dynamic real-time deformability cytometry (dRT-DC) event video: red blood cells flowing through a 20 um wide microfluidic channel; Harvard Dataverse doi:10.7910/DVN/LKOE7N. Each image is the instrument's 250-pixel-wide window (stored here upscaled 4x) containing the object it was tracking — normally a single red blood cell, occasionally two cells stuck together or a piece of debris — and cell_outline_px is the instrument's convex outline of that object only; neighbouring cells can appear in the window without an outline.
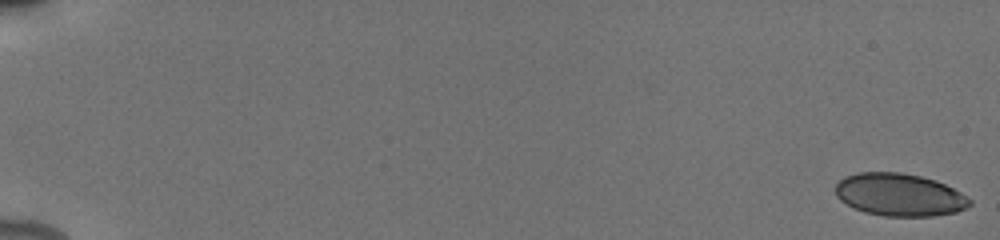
{"species": "human", "species_latin": "Homo sapiens", "temperature_condition": "cold", "stored_images_in_passage": 62, "camera_frame_rate_fps": 3000, "um_per_image_px": 0.085, "donor": {"sex": "male"}, "frame": {"image": 1, "passage_image": 1, "time_ms": 0.0, "image_size_px": [1000, 240], "cell_outline_px": [[972, 204], [956, 212], [932, 216], [884, 216], [864, 212], [840, 200], [836, 196], [836, 184], [844, 176], [860, 172], [900, 172], [920, 176], [936, 180], [960, 192], [972, 200]], "centroid_in_image_um": [76.45, 16.55], "position_along_channel_um": 8.5, "area_um2": 33.23}}
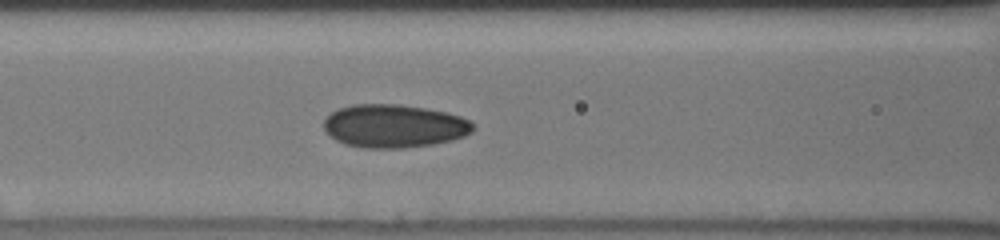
{"frame": {"image": 2, "passage_image": 32, "time_ms": 8.333, "image_size_px": [1000, 240], "cell_outline_px": [[476, 128], [472, 132], [464, 136], [452, 140], [432, 144], [404, 148], [364, 148], [344, 144], [336, 140], [324, 128], [324, 120], [332, 112], [340, 108], [352, 104], [400, 104], [448, 112], [460, 116], [476, 124]], "centroid_in_image_um": [33.54, 10.71], "position_along_channel_um": 133.1, "area_um2": 37.69}}
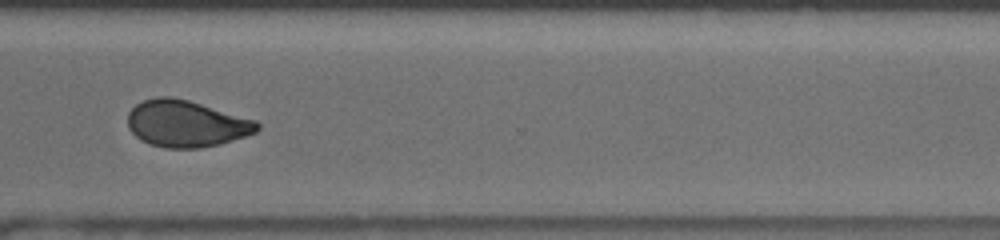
{"frame": {"image": 3, "passage_image": 45, "time_ms": 14.0, "image_size_px": [1000, 240], "cell_outline_px": [[260, 128], [256, 132], [220, 144], [200, 148], [164, 148], [148, 144], [140, 140], [128, 128], [128, 112], [136, 104], [144, 100], [156, 96], [172, 96], [188, 100], [256, 120], [260, 124]], "centroid_in_image_um": [15.8, 10.51], "position_along_channel_um": 354.8, "area_um2": 35.32}, "authors_computed_cell_mechanics": {"area_um2": 34.8245, "velocity_mm_per_s": 3.9272, "shape_relaxation_time_tau1_ms": null, "shape_relaxation_time_tau2_ms": 2.446, "deformation_change_tau1": null, "deformation_change_tau2": 0.0592}}